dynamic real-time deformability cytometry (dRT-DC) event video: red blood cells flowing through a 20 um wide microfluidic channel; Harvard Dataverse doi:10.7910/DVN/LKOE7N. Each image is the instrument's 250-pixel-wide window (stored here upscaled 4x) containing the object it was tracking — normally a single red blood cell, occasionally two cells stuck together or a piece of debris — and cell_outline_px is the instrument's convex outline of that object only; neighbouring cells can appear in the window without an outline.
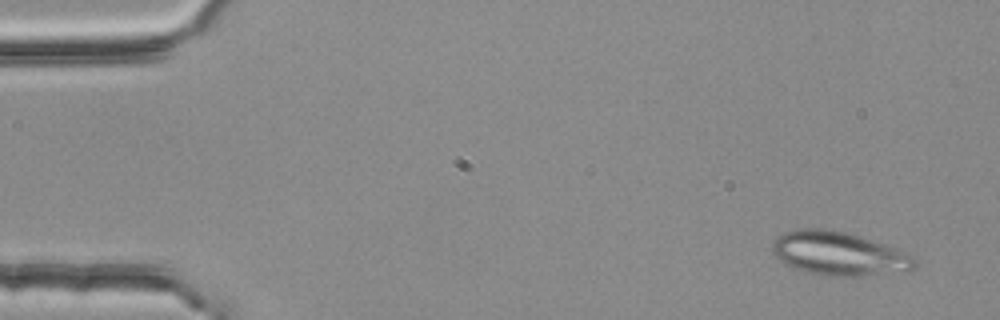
{"species": "common noctule bat (a hibernating species)", "species_latin": "Nyctalus noctula", "temperature_condition": "room temperature", "stored_images_in_passage": 50, "segment_of_instrument_passage": [1, 2], "camera_frame_rate_fps": 3000, "um_per_image_px": 0.085, "animal": {"sex": "female", "body_mass_g": 25.1}, "frame": {"image": 1, "passage_image": 1, "time_ms": 0.0, "image_size_px": [1000, 320], "cell_outline_px": [[916, 264], [908, 272], [860, 276], [824, 276], [792, 268], [784, 264], [772, 252], [772, 244], [784, 232], [796, 228], [832, 228], [848, 232], [872, 240], [904, 252], [912, 256], [916, 260]], "centroid_in_image_um": [71.29, 21.56], "position_along_channel_um": 13.7, "area_um2": 36.53}}